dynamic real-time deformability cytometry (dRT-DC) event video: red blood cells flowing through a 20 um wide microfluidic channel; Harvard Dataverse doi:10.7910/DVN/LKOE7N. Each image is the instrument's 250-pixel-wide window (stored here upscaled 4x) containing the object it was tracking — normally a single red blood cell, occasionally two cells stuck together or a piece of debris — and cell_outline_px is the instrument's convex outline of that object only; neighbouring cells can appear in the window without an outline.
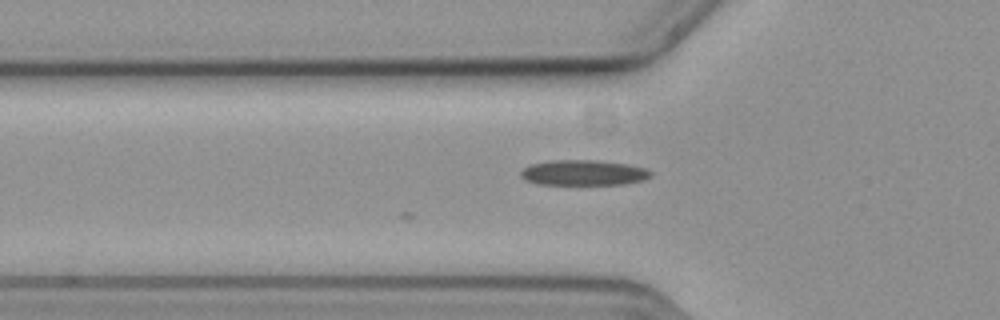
{"species": "common noctule bat (a hibernating species)", "species_latin": "Nyctalus noctula", "temperature_condition": "cold", "stored_images_in_passage": 2, "camera_frame_rate_fps": 3000, "um_per_image_px": 0.085, "animal": {"sex": "female", "body_mass_g": 19.3, "forearm_length_mm": 54.1}, "frame": {"image": 1, "passage_image": 2, "time_ms": 0.333, "image_size_px": [1000, 320], "cell_outline_px": [[652, 176], [644, 180], [624, 184], [540, 184], [524, 180], [520, 176], [520, 172], [524, 168], [532, 164], [552, 160], [596, 160], [628, 164], [648, 168], [652, 172]], "centroid_in_image_um": [49.64, 14.68], "position_along_channel_um": 76.2, "area_um2": 19.31}}